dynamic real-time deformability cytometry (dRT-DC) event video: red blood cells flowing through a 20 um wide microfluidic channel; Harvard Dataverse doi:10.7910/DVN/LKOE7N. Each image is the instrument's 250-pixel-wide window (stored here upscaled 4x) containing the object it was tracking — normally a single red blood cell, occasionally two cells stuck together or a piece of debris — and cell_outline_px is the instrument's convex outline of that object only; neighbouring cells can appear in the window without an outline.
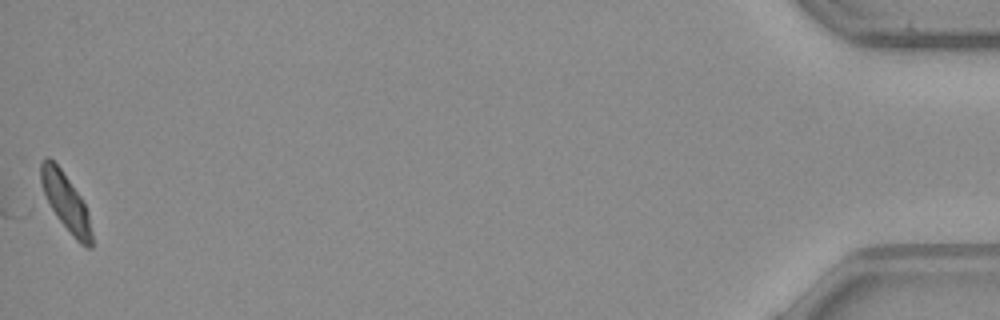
{"species": "common noctule bat (a hibernating species)", "species_latin": "Nyctalus noctula", "temperature_condition": "warm", "stored_images_in_passage": 37, "camera_frame_rate_fps": 3000, "um_per_image_px": 0.085, "animal": {"sex": "male", "body_mass_g": 23.1, "forearm_length_mm": 52.7}, "frame": {"image": 1, "passage_image": 37, "time_ms": 12.0, "image_size_px": [1000, 320], "cell_outline_px": [[92, 248], [88, 248], [80, 244], [72, 236], [56, 216], [40, 184], [40, 160], [44, 156], [48, 156], [60, 168], [80, 196], [88, 212], [92, 232]], "centroid_in_image_um": [5.59, 17.17], "position_along_channel_um": 429.6, "area_um2": 16.88}}